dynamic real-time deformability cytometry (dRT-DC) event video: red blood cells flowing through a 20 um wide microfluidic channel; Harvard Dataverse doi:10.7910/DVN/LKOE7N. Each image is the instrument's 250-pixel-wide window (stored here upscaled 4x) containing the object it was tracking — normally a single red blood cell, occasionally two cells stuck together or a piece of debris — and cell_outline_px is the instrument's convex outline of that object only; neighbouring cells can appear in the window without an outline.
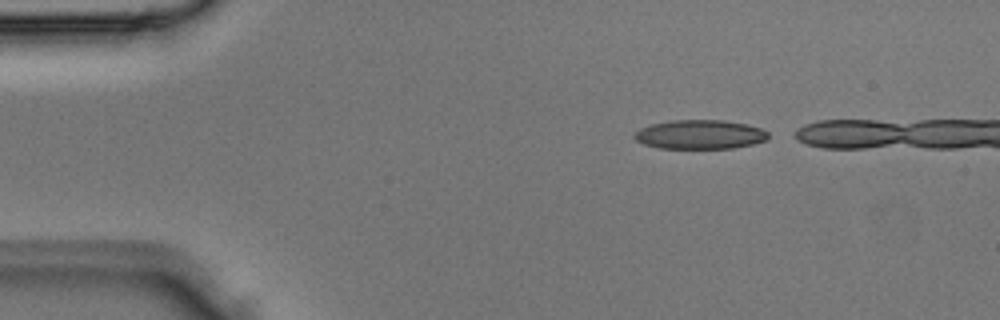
{"species": "Egyptian fruit bat (a non-hibernating species)", "species_latin": "Rousettus aegyptiacus", "temperature_condition": "room temperature", "stored_images_in_passage": 3, "camera_frame_rate_fps": 3000, "um_per_image_px": 0.085, "animal": {"sex": "male"}, "frame": {"image": 1, "passage_image": 1, "time_ms": 0.0, "image_size_px": [1000, 320], "cell_outline_px": [[768, 140], [752, 144], [732, 148], [660, 148], [644, 144], [636, 140], [632, 136], [640, 128], [652, 124], [672, 120], [724, 120], [748, 124], [760, 128], [768, 132]], "centroid_in_image_um": [59.51, 11.43], "position_along_channel_um": 25.5, "area_um2": 22.72}}